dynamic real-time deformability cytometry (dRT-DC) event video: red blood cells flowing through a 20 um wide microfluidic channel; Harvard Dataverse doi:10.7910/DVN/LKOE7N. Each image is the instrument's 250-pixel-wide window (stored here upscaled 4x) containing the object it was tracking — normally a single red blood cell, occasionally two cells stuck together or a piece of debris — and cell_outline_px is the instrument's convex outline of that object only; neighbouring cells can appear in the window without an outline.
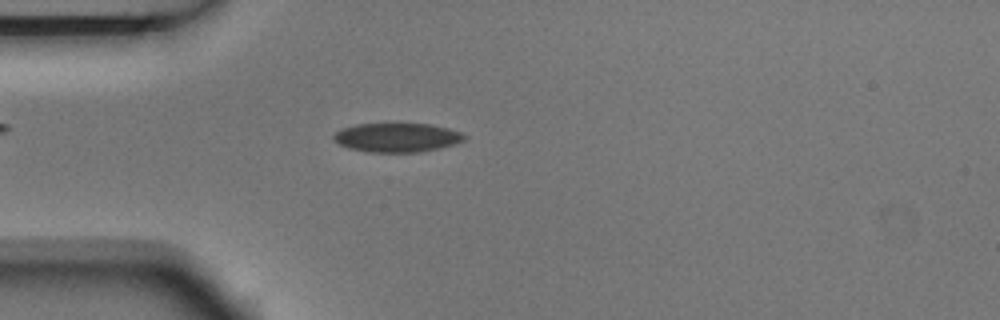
{"species": "Egyptian fruit bat (a non-hibernating species)", "species_latin": "Rousettus aegyptiacus", "temperature_condition": "room temperature", "stored_images_in_passage": 5, "camera_frame_rate_fps": 3000, "um_per_image_px": 0.085, "animal": {"sex": "male"}, "frame": {"image": 1, "passage_image": 5, "time_ms": 1.333, "image_size_px": [1000, 320], "cell_outline_px": [[468, 136], [464, 140], [452, 144], [420, 152], [368, 152], [348, 148], [332, 140], [332, 136], [340, 128], [356, 124], [432, 124], [448, 128], [460, 132]], "centroid_in_image_um": [33.7, 11.68], "position_along_channel_um": 51.3, "area_um2": 22.08}}